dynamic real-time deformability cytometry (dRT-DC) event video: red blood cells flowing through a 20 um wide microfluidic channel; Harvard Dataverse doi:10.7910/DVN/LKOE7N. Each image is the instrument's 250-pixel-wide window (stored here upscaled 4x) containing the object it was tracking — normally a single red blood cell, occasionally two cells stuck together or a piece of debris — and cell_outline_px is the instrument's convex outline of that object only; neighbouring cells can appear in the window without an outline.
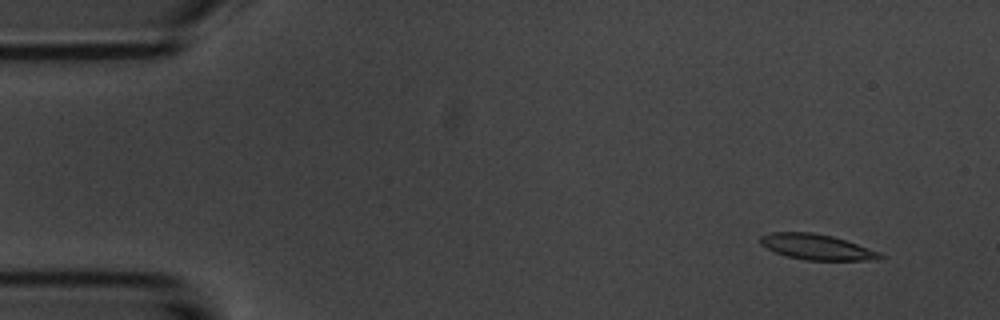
{"species": "common noctule bat (a hibernating species)", "species_latin": "Nyctalus noctula", "temperature_condition": "room temperature", "stored_images_in_passage": 6, "camera_frame_rate_fps": 3000, "um_per_image_px": 0.085, "animal": {"sex": "male", "body_mass_g": 20.1, "forearm_length_mm": 53.5}, "frame": {"image": 1, "passage_image": 2, "time_ms": 1.333, "image_size_px": [1000, 320], "cell_outline_px": [[888, 256], [880, 260], [804, 260], [788, 256], [776, 252], [760, 244], [760, 236], [772, 232], [812, 232], [832, 236], [880, 252]], "centroid_in_image_um": [69.46, 21.0], "position_along_channel_um": 15.5, "area_um2": 17.74}}